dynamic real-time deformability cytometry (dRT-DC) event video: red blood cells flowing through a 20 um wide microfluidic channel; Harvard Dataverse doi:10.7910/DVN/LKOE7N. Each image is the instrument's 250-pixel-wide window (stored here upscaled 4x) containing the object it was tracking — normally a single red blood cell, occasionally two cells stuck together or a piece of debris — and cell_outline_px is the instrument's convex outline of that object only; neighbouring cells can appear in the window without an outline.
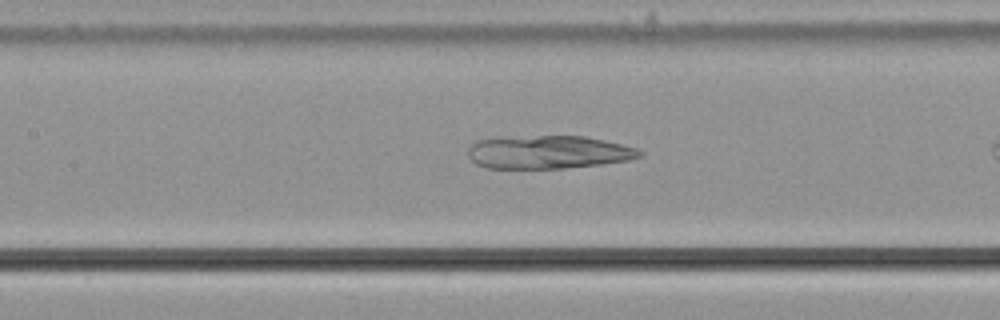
{"species": "common noctule bat (a hibernating species)", "species_latin": "Nyctalus noctula", "temperature_condition": "cold", "stored_images_in_passage": 9, "camera_frame_rate_fps": 3000, "um_per_image_px": 0.085, "animal": {"sex": "male", "body_mass_g": 21.5, "forearm_length_mm": 52.0}, "frame": {"image": 1, "passage_image": 8, "time_ms": 2.333, "image_size_px": [1000, 320], "cell_outline_px": [[644, 156], [628, 160], [600, 164], [564, 168], [488, 168], [476, 164], [468, 156], [468, 148], [476, 140], [540, 136], [584, 136], [604, 140], [636, 148], [644, 152]], "centroid_in_image_um": [46.64, 12.94], "position_along_channel_um": 160.8, "area_um2": 32.83}}